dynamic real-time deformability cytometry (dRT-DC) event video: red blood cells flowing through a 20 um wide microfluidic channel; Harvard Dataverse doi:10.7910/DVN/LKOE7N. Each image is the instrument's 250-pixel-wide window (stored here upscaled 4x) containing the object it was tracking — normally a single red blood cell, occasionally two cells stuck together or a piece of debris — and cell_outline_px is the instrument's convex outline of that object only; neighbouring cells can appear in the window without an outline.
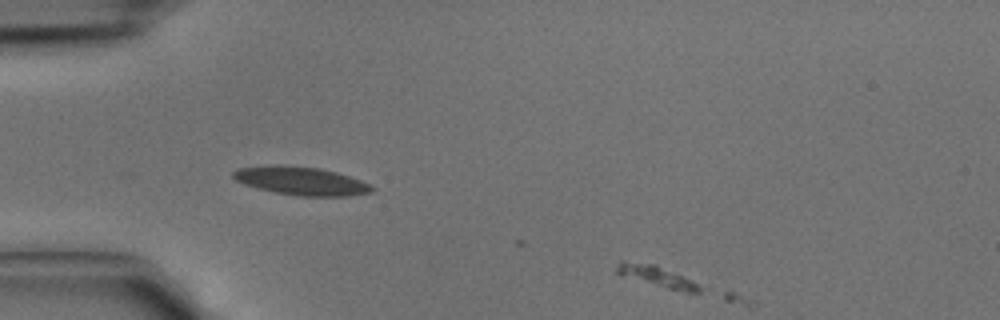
{"species": "common noctule bat (a hibernating species)", "species_latin": "Nyctalus noctula", "temperature_condition": "cold", "stored_images_in_passage": 14, "segment_of_instrument_passage": [2, 2], "camera_frame_rate_fps": 3000, "um_per_image_px": 0.085, "animal": {"sex": "male", "body_mass_g": 15.6}, "frame": {"image": 1, "passage_image": 14, "time_ms": 4.333, "image_size_px": [1000, 320], "cell_outline_px": [[708, 288], [700, 292], [684, 292], [620, 276], [616, 272], [616, 264], [620, 260], [624, 260], [656, 264]], "centroid_in_image_um": [55.82, 23.48], "position_along_channel_um": 29.2, "area_um2": 10.4}}